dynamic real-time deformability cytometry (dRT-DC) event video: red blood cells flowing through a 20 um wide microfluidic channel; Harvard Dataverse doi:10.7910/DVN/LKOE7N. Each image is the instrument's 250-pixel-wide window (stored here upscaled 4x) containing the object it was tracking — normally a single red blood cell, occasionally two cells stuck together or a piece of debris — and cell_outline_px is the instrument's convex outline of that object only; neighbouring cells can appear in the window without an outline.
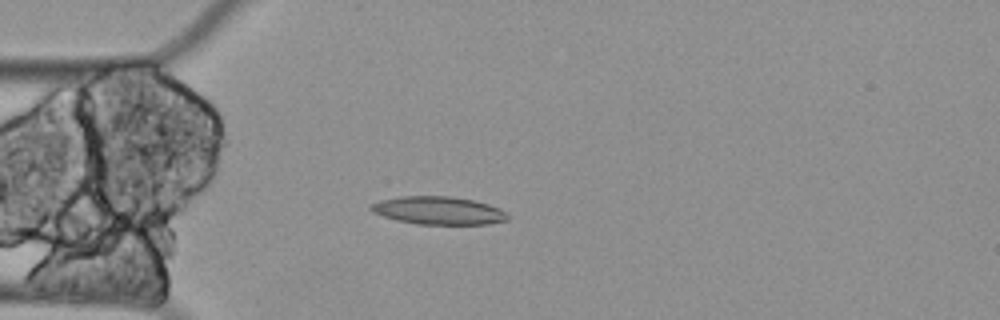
{"species": "Egyptian fruit bat (a non-hibernating species)", "species_latin": "Rousettus aegyptiacus", "temperature_condition": "cold", "stored_images_in_passage": 45, "camera_frame_rate_fps": 3000, "um_per_image_px": 0.085, "animal": {"sex": "female"}, "frame": {"image": 1, "passage_image": 9, "time_ms": 2.667, "image_size_px": [1000, 320], "cell_outline_px": [[508, 220], [488, 224], [416, 224], [396, 220], [372, 212], [368, 208], [372, 204], [380, 200], [400, 196], [448, 196], [472, 200], [488, 204], [500, 208], [508, 216]], "centroid_in_image_um": [37.25, 17.89], "position_along_channel_um": 47.8, "area_um2": 22.2}}
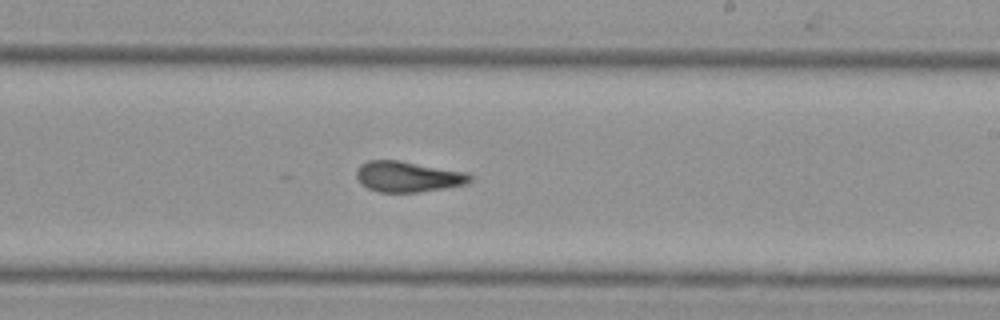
{"frame": {"image": 2, "passage_image": 28, "time_ms": 9.0, "image_size_px": [1000, 320], "cell_outline_px": [[472, 180], [468, 184], [444, 188], [416, 192], [380, 192], [368, 188], [356, 176], [356, 172], [360, 164], [368, 160], [400, 160], [468, 172], [472, 176]], "centroid_in_image_um": [34.72, 15.0], "position_along_channel_um": 254.3, "area_um2": 20.35}}
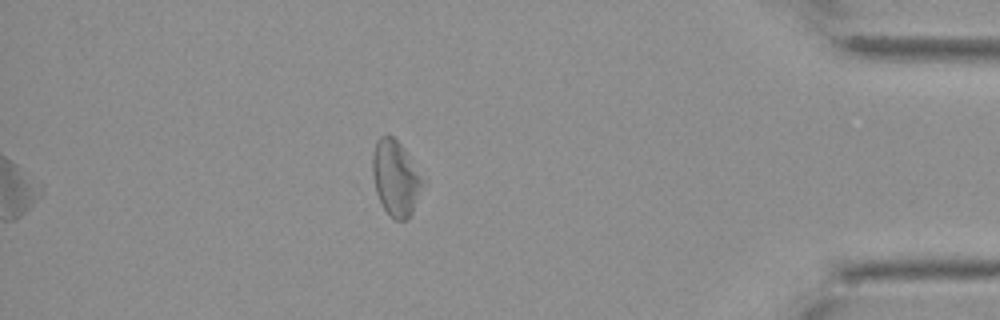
{"frame": {"image": 3, "passage_image": 45, "time_ms": 14.667, "image_size_px": [1000, 320], "cell_outline_px": [[428, 184], [408, 220], [396, 220], [388, 216], [368, 184], [372, 152], [376, 140], [380, 136], [388, 132], [400, 144]], "centroid_in_image_um": [33.58, 15.18], "position_along_channel_um": 401.6, "area_um2": 23.81}, "authors_computed_cell_mechanics": {"area_um2": 21.2704, "velocity_mm_per_s": 3.3059, "shape_relaxation_time_tau1_ms": null, "shape_relaxation_time_tau2_ms": 4.5302, "deformation_change_tau1": null, "deformation_change_tau2": 0.131}}